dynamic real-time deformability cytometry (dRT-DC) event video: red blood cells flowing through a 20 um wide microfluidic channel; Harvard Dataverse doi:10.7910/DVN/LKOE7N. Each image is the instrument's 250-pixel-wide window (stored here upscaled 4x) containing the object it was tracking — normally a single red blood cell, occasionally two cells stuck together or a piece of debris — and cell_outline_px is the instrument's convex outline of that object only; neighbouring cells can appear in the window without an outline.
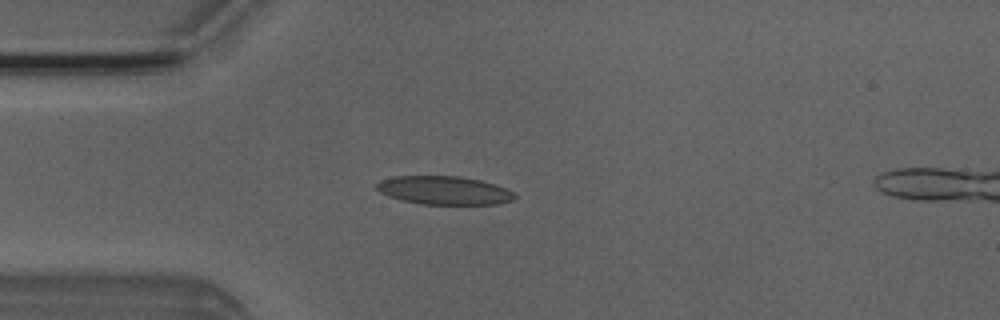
{"species": "Egyptian fruit bat (a non-hibernating species)", "species_latin": "Rousettus aegyptiacus", "temperature_condition": "room temperature", "stored_images_in_passage": 50, "camera_frame_rate_fps": 3000, "um_per_image_px": 0.085, "animal": {"sex": "male"}, "frame": {"image": 1, "passage_image": 12, "time_ms": 3.667, "image_size_px": [1000, 320], "cell_outline_px": [[516, 196], [512, 200], [500, 204], [420, 204], [400, 200], [388, 196], [380, 192], [376, 188], [376, 184], [380, 180], [392, 176], [456, 176], [480, 180], [496, 184], [512, 192]], "centroid_in_image_um": [37.71, 16.18], "position_along_channel_um": 47.3, "area_um2": 22.89}}
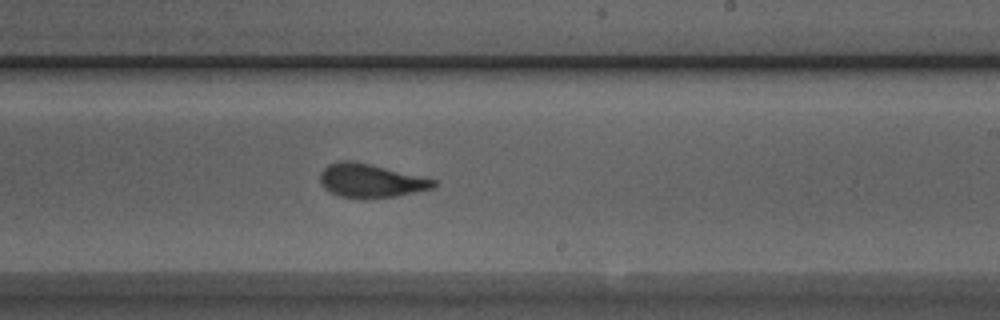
{"frame": {"image": 2, "passage_image": 29, "time_ms": 9.333, "image_size_px": [1000, 320], "cell_outline_px": [[436, 184], [432, 188], [396, 196], [372, 200], [340, 196], [328, 192], [320, 184], [320, 172], [328, 164], [336, 160], [356, 160], [436, 180]], "centroid_in_image_um": [31.44, 15.36], "position_along_channel_um": 257.6, "area_um2": 22.66}}
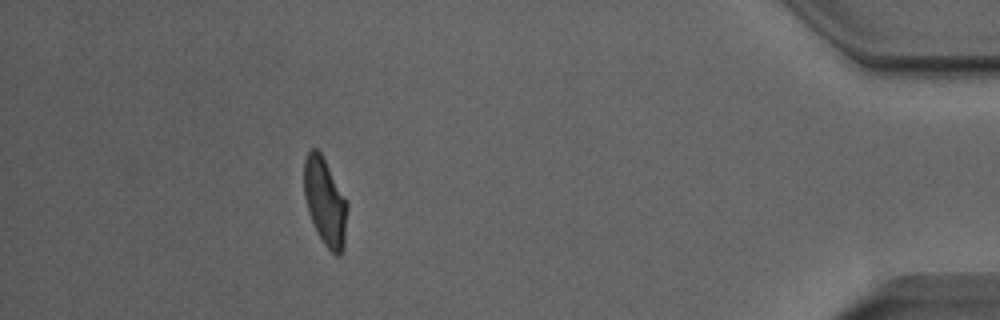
{"frame": {"image": 3, "passage_image": 45, "time_ms": 14.667, "image_size_px": [1000, 320], "cell_outline_px": [[348, 208], [344, 248], [340, 256], [336, 256], [324, 244], [308, 212], [304, 196], [304, 160], [308, 152], [312, 148], [316, 148], [320, 152], [348, 204]], "centroid_in_image_um": [27.64, 17.18], "position_along_channel_um": 407.6, "area_um2": 21.73}, "authors_computed_cell_mechanics": {"area_um2": 22.542, "velocity_mm_per_s": 3.9201, "shape_relaxation_time_tau1_ms": 6.9574, "shape_relaxation_time_tau2_ms": 1.3306, "deformation_change_tau1": 0.231, "deformation_change_tau2": 0.082}}